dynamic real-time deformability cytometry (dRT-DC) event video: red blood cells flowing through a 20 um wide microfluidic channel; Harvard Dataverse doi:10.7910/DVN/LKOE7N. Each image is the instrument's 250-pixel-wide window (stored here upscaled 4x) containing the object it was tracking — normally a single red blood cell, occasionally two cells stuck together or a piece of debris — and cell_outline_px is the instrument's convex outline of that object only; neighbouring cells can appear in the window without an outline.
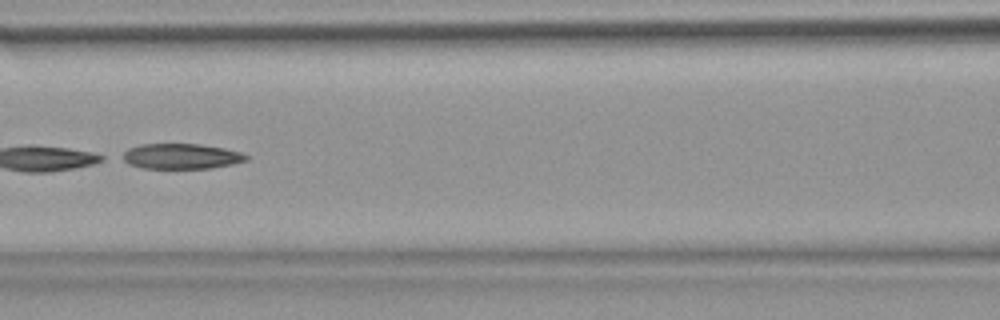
{"species": "common noctule bat (a hibernating species)", "species_latin": "Nyctalus noctula", "temperature_condition": "warm", "stored_images_in_passage": 53, "segment_of_instrument_passage": [2, 2], "camera_frame_rate_fps": 3000, "um_per_image_px": 0.085, "animal": {"sex": "female", "body_mass_g": 18.4}, "frame": {"image": 1, "passage_image": 24, "time_ms": 7.667, "image_size_px": [1000, 320], "cell_outline_px": [[248, 160], [232, 164], [212, 168], [144, 168], [128, 164], [120, 160], [116, 156], [128, 148], [140, 144], [200, 144], [224, 148], [240, 152], [248, 156]], "centroid_in_image_um": [15.31, 13.28], "position_along_channel_um": 151.3, "area_um2": 18.55}}